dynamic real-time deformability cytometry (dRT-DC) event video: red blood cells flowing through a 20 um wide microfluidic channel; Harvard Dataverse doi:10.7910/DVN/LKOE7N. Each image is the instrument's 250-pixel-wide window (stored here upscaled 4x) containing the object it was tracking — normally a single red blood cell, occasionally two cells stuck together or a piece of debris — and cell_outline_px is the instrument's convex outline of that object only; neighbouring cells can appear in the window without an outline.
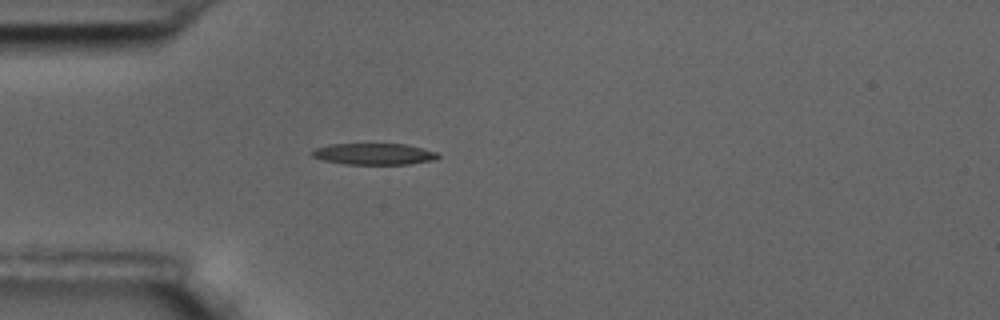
{"species": "common noctule bat (a hibernating species)", "species_latin": "Nyctalus noctula", "temperature_condition": "room temperature", "stored_images_in_passage": 42, "camera_frame_rate_fps": 3000, "um_per_image_px": 0.085, "animal": {"sex": "male", "body_mass_g": 17.5, "forearm_length_mm": 52.3}, "frame": {"image": 1, "passage_image": 1, "time_ms": 0.0, "image_size_px": [1000, 320], "cell_outline_px": [[440, 156], [432, 160], [408, 164], [344, 164], [324, 160], [312, 156], [312, 152], [316, 148], [328, 144], [404, 144], [436, 152]], "centroid_in_image_um": [31.76, 13.09], "position_along_channel_um": 53.2, "area_um2": 15.43}}
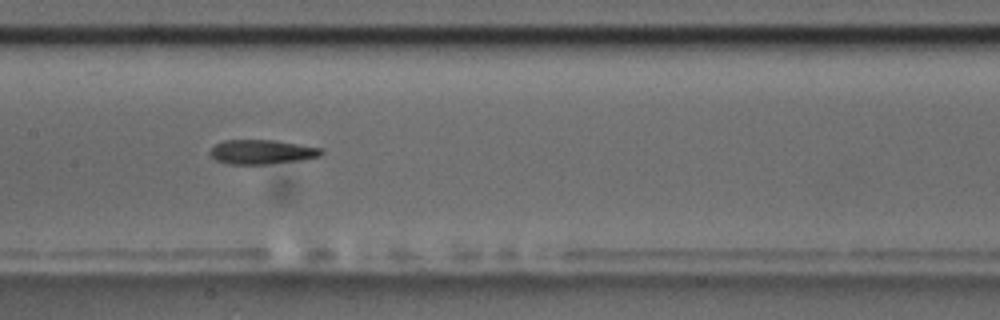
{"frame": {"image": 2, "passage_image": 13, "time_ms": 4.0, "image_size_px": [1000, 320], "cell_outline_px": [[324, 152], [320, 156], [300, 160], [264, 164], [228, 164], [216, 160], [208, 152], [216, 144], [224, 140], [276, 140], [324, 148]], "centroid_in_image_um": [22.28, 12.9], "position_along_channel_um": 185.1, "area_um2": 15.84}}
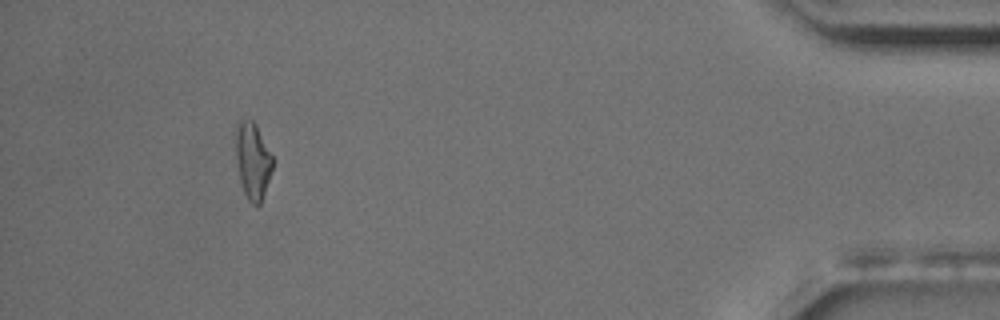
{"frame": {"image": 3, "passage_image": 38, "time_ms": 12.333, "image_size_px": [1000, 320], "cell_outline_px": [[272, 168], [264, 196], [260, 204], [256, 208], [248, 200], [244, 192], [240, 180], [236, 164], [232, 132], [236, 120], [240, 116], [252, 120], [256, 124], [272, 156]], "centroid_in_image_um": [21.4, 13.56], "position_along_channel_um": 413.8, "area_um2": 17.34}, "authors_computed_cell_mechanics": {"area_um2": 16.0684, "velocity_mm_per_s": 3.4975, "shape_relaxation_time_tau1_ms": null, "shape_relaxation_time_tau2_ms": 4.1238, "deformation_change_tau1": null, "deformation_change_tau2": 0.1372}}